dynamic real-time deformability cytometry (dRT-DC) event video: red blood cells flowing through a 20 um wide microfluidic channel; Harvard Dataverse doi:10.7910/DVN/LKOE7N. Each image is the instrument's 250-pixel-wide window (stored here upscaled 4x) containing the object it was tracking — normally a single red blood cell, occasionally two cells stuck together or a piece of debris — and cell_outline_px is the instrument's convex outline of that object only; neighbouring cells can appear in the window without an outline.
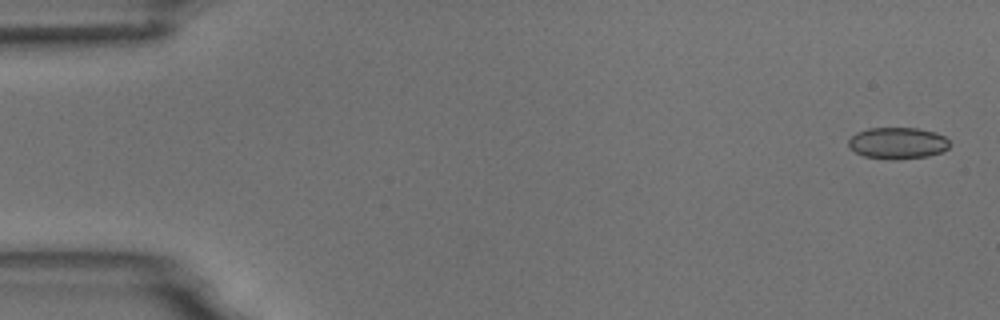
{"species": "common noctule bat (a hibernating species)", "species_latin": "Nyctalus noctula", "temperature_condition": "room temperature", "stored_images_in_passage": 5, "segment_of_instrument_passage": [2, 2], "camera_frame_rate_fps": 3000, "um_per_image_px": 0.085, "animal": {"sex": "male", "body_mass_g": 18.8}, "frame": {"image": 1, "passage_image": 5, "time_ms": 4.667, "image_size_px": [1000, 320], "cell_outline_px": [[948, 148], [944, 152], [928, 156], [896, 160], [864, 156], [856, 152], [848, 144], [848, 140], [856, 132], [868, 128], [916, 128], [936, 132], [944, 136], [948, 140]], "centroid_in_image_um": [76.32, 12.16], "position_along_channel_um": 8.7, "area_um2": 18.61}}